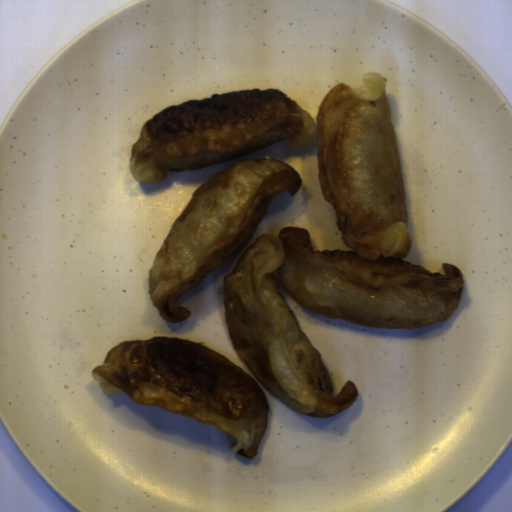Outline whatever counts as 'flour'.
<instances>
[{
	"label": "flour",
	"mask_w": 512,
	"mask_h": 512,
	"mask_svg": "<svg viewBox=\"0 0 512 512\" xmlns=\"http://www.w3.org/2000/svg\"><path fill=\"white\" fill-rule=\"evenodd\" d=\"M387 78L367 73L363 86L338 83L316 121L282 91L247 89L168 106L141 127L129 172L142 183L167 172L196 171L236 160L283 140L316 141L318 181L334 206L350 251L314 249L302 227L260 235L223 277L231 344L252 376L306 417L339 415L356 399L347 381L333 396L330 372L279 292L329 319L413 329L447 321L457 310L463 275L405 261L412 242Z\"/></svg>",
	"instance_id": "c2a2500e"
},
{
	"label": "flour",
	"mask_w": 512,
	"mask_h": 512,
	"mask_svg": "<svg viewBox=\"0 0 512 512\" xmlns=\"http://www.w3.org/2000/svg\"><path fill=\"white\" fill-rule=\"evenodd\" d=\"M103 394L125 393L139 405L231 433L230 450L256 457L270 411L259 383L230 360L192 341L156 336L110 349L91 372Z\"/></svg>",
	"instance_id": "a7fe0414"
},
{
	"label": "flour",
	"mask_w": 512,
	"mask_h": 512,
	"mask_svg": "<svg viewBox=\"0 0 512 512\" xmlns=\"http://www.w3.org/2000/svg\"><path fill=\"white\" fill-rule=\"evenodd\" d=\"M302 183L285 162L247 158L197 188L149 270L150 299L162 319H188L191 312L178 306L180 298L252 239L277 194L296 195Z\"/></svg>",
	"instance_id": "66d56a37"
}]
</instances>
